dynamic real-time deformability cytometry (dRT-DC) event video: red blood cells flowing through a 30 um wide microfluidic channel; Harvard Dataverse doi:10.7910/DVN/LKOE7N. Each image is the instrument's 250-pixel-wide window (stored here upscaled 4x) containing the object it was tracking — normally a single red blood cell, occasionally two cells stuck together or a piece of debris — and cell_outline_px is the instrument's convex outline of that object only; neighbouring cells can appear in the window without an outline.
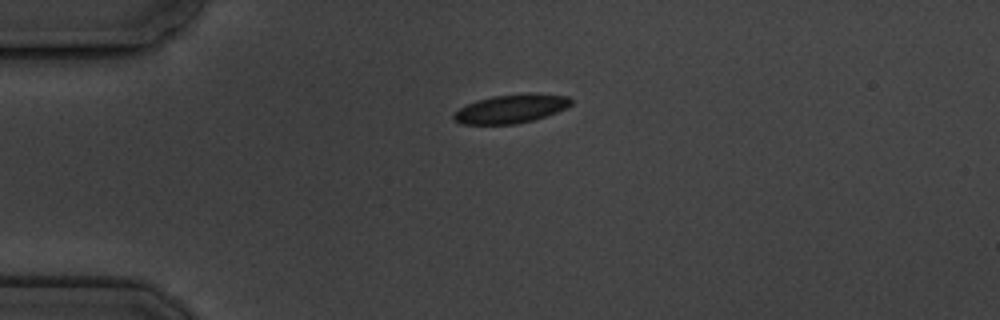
{"species": "common noctule bat (a hibernating species)", "species_latin": "Nyctalus noctula", "temperature_condition": "cold", "stored_images_in_passage": 2, "camera_frame_rate_fps": 3000, "um_per_image_px": 0.085, "animal": {"sex": "male", "body_mass_g": 19.5, "forearm_length_mm": 54.6}, "frame": {"image": 1, "passage_image": 1, "time_ms": 0.0, "image_size_px": [1000, 320], "cell_outline_px": [[572, 104], [556, 112], [532, 120], [516, 124], [460, 124], [452, 120], [452, 116], [460, 108], [476, 100], [492, 96], [528, 92], [536, 92], [568, 96], [572, 100]], "centroid_in_image_um": [43.43, 9.22], "position_along_channel_um": 41.6, "area_um2": 19.77}}